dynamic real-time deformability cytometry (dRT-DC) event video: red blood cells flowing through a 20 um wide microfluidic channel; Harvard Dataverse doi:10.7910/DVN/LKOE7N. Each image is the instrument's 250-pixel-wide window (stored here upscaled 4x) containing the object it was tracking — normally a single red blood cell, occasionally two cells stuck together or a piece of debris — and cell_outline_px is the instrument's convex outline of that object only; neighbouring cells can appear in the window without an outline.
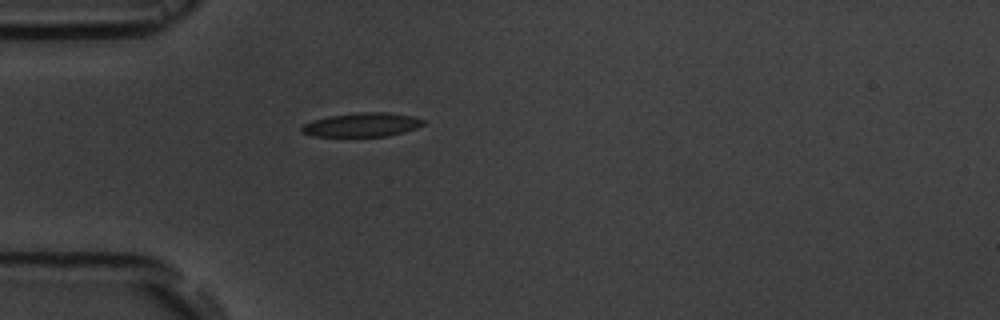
{"species": "common noctule bat (a hibernating species)", "species_latin": "Nyctalus noctula", "temperature_condition": "room temperature", "stored_images_in_passage": 1, "camera_frame_rate_fps": 3000, "um_per_image_px": 0.085, "animal": {"sex": "male", "body_mass_g": 19.5, "forearm_length_mm": 54.6}, "frame": {"image": 1, "passage_image": 1, "time_ms": 0.0, "image_size_px": [1000, 320], "cell_outline_px": [[424, 124], [416, 128], [404, 132], [388, 136], [312, 136], [300, 132], [300, 128], [304, 124], [312, 120], [328, 116], [360, 112], [388, 112], [412, 116], [424, 120]], "centroid_in_image_um": [30.74, 10.6], "position_along_channel_um": 54.3, "area_um2": 16.99}}